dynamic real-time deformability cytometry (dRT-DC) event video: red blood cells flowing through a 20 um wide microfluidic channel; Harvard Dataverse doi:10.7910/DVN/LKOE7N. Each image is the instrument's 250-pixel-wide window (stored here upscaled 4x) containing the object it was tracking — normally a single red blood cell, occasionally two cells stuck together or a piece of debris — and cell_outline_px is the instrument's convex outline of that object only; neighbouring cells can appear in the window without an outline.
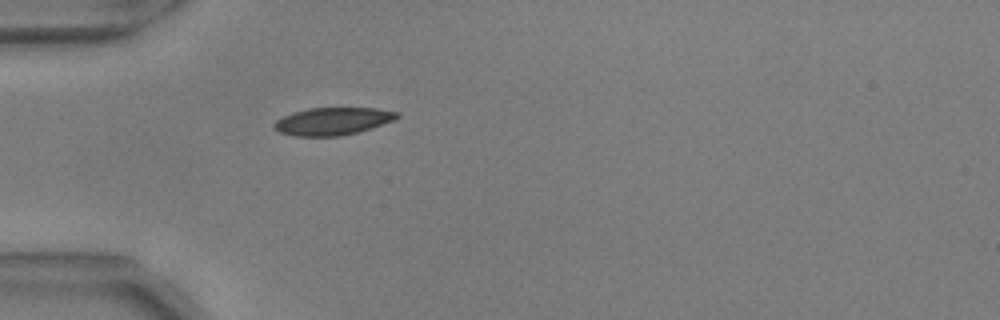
{"species": "common noctule bat (a hibernating species)", "species_latin": "Nyctalus noctula", "temperature_condition": "warm", "stored_images_in_passage": 39, "camera_frame_rate_fps": 3000, "um_per_image_px": 0.085, "animal": {"sex": "male", "body_mass_g": 17.9, "forearm_length_mm": 54.2}, "frame": {"image": 1, "passage_image": 1, "time_ms": 0.0, "image_size_px": [1000, 320], "cell_outline_px": [[400, 116], [392, 120], [356, 132], [340, 136], [296, 136], [280, 132], [272, 124], [276, 120], [292, 112], [308, 108], [376, 108], [400, 112]], "centroid_in_image_um": [28.25, 10.29], "position_along_channel_um": 56.7, "area_um2": 19.42}}
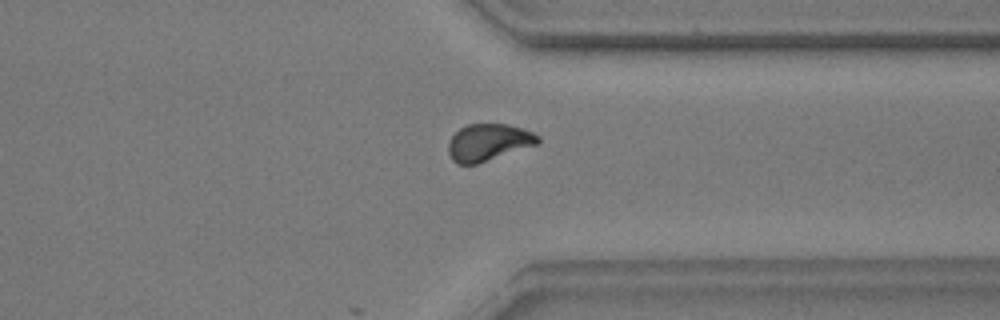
{"frame": {"image": 2, "passage_image": 27, "time_ms": 8.667, "image_size_px": [1000, 320], "cell_outline_px": [[540, 140], [536, 144], [476, 164], [456, 164], [452, 160], [448, 152], [448, 144], [452, 136], [460, 128], [468, 124], [508, 124], [532, 132], [540, 136]], "centroid_in_image_um": [41.48, 12.09], "position_along_channel_um": 369.9, "area_um2": 19.02}}
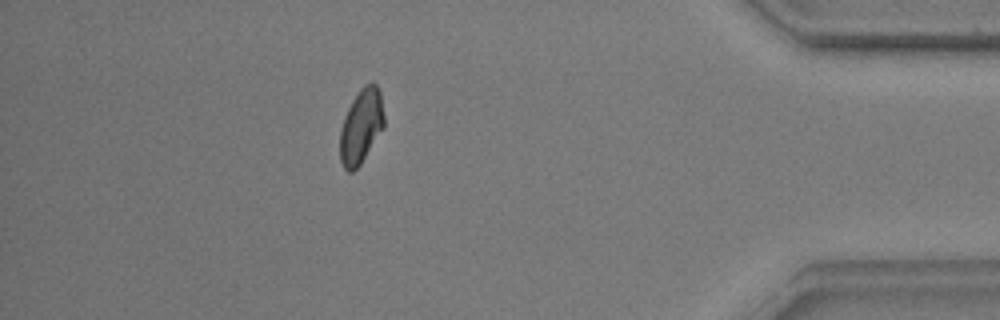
{"frame": {"image": 3, "passage_image": 33, "time_ms": 10.667, "image_size_px": [1000, 320], "cell_outline_px": [[384, 128], [360, 164], [352, 172], [348, 172], [344, 168], [340, 160], [340, 128], [344, 116], [352, 100], [360, 88], [364, 84], [372, 80], [376, 84], [380, 92], [384, 116]], "centroid_in_image_um": [30.7, 10.7], "position_along_channel_um": 404.5, "area_um2": 19.31}, "authors_computed_cell_mechanics": {"area_um2": 19.4786, "velocity_mm_per_s": 3.6931, "shape_relaxation_time_tau1_ms": 8.7932, "shape_relaxation_time_tau2_ms": 1.4879, "deformation_change_tau1": 0.1966, "deformation_change_tau2": 0.0459}}